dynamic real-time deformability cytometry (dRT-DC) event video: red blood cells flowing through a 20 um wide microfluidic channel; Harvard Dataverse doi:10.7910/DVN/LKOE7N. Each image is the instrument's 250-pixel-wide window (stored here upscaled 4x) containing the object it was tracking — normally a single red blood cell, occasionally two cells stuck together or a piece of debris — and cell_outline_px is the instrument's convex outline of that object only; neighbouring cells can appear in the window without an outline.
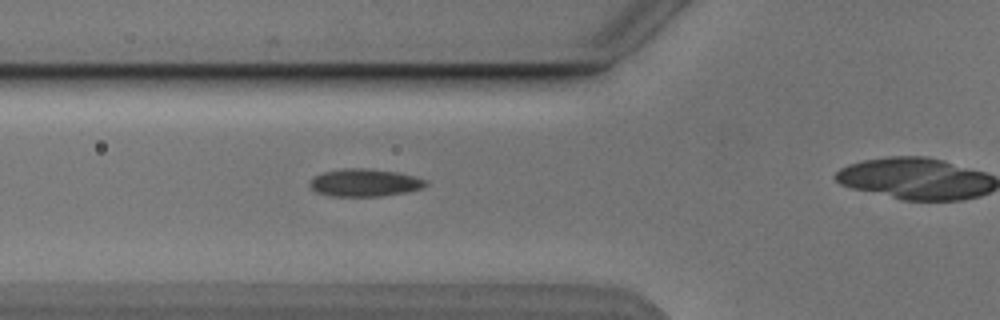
{"species": "Egyptian fruit bat (a non-hibernating species)", "species_latin": "Rousettus aegyptiacus", "temperature_condition": "cold", "stored_images_in_passage": 5, "camera_frame_rate_fps": 3000, "um_per_image_px": 0.085, "animal": {"sex": "male"}, "frame": {"image": 1, "passage_image": 4, "time_ms": 3.667, "image_size_px": [1000, 320], "cell_outline_px": [[428, 184], [424, 188], [404, 192], [380, 196], [332, 196], [316, 192], [308, 184], [312, 176], [324, 172], [344, 168], [368, 168], [396, 172], [428, 180]], "centroid_in_image_um": [30.98, 15.52], "position_along_channel_um": 94.8, "area_um2": 18.67}}